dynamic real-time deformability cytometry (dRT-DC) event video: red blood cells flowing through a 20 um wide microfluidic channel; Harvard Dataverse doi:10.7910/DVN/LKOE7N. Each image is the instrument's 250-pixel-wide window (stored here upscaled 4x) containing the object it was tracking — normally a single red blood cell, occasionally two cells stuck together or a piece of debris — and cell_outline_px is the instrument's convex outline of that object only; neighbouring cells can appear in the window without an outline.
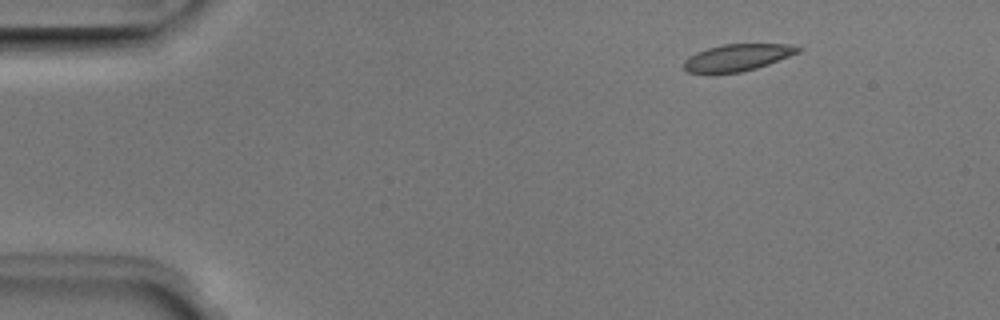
{"species": "Egyptian fruit bat (a non-hibernating species)", "species_latin": "Rousettus aegyptiacus", "temperature_condition": "room temperature", "stored_images_in_passage": 46, "camera_frame_rate_fps": 3000, "um_per_image_px": 0.085, "animal": {"sex": "male"}, "frame": {"image": 1, "passage_image": 2, "time_ms": 0.333, "image_size_px": [1000, 320], "cell_outline_px": [[804, 48], [800, 52], [768, 64], [756, 68], [740, 72], [688, 72], [684, 68], [684, 60], [696, 52], [708, 48], [724, 44], [792, 44]], "centroid_in_image_um": [62.73, 4.86], "position_along_channel_um": 22.3, "area_um2": 17.63}}
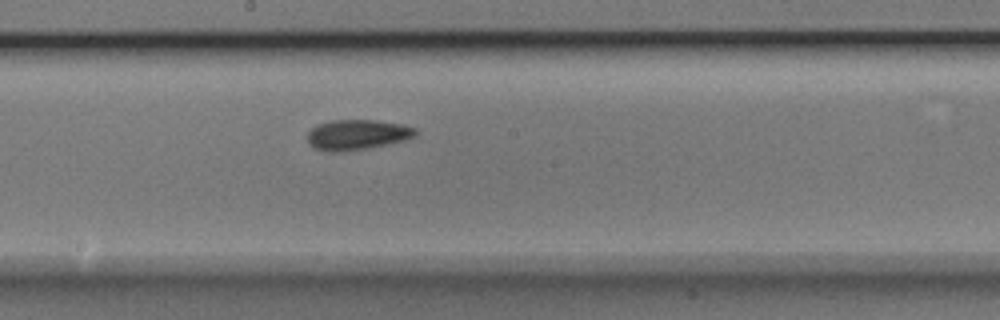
{"frame": {"image": 2, "passage_image": 23, "time_ms": 7.333, "image_size_px": [1000, 320], "cell_outline_px": [[416, 136], [404, 140], [368, 148], [340, 152], [328, 152], [312, 148], [308, 144], [308, 132], [316, 124], [332, 120], [372, 120], [404, 124], [416, 128]], "centroid_in_image_um": [30.32, 11.45], "position_along_channel_um": 217.9, "area_um2": 19.19}}
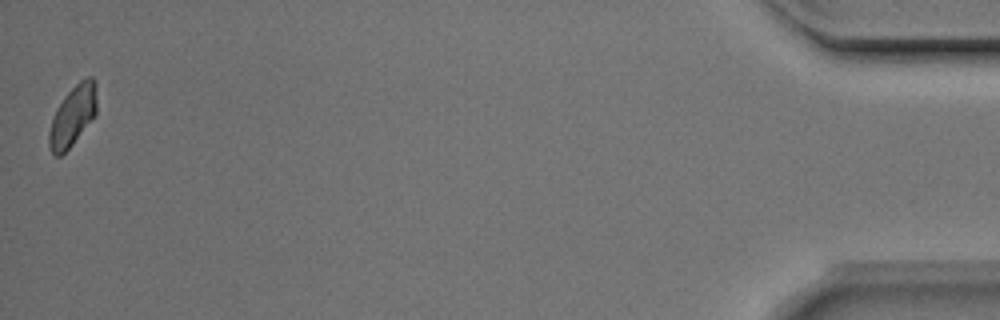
{"frame": {"image": 3, "passage_image": 46, "time_ms": 15.0, "image_size_px": [1000, 320], "cell_outline_px": [[96, 116], [72, 144], [60, 156], [56, 156], [52, 152], [48, 144], [48, 132], [56, 108], [64, 96], [80, 80], [88, 76], [92, 76], [96, 84]], "centroid_in_image_um": [6.19, 9.83], "position_along_channel_um": 429.0, "area_um2": 16.76}, "authors_computed_cell_mechanics": {"area_um2": 17.8602, "velocity_mm_per_s": 3.9667, "shape_relaxation_time_tau1_ms": 2.9599, "shape_relaxation_time_tau2_ms": 1.3687, "deformation_change_tau1": 0.1079, "deformation_change_tau2": 0.0563}}